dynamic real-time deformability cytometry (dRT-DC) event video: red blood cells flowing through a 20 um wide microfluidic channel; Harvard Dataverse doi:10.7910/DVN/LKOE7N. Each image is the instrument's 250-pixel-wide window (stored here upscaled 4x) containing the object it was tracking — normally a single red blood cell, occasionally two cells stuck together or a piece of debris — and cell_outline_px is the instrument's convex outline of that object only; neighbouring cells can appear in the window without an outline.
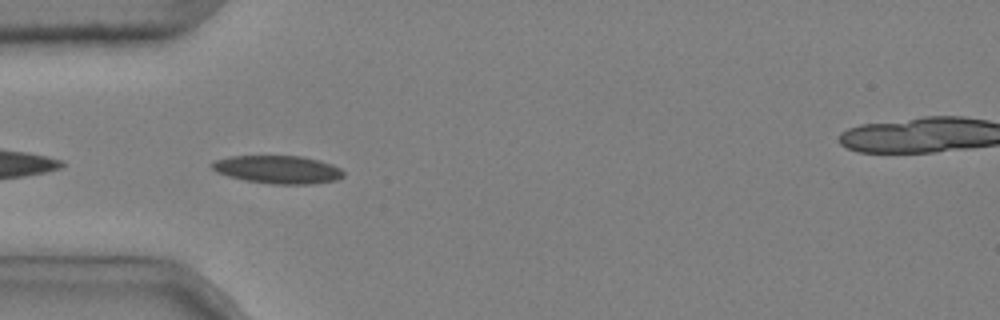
{"species": "common noctule bat (a hibernating species)", "species_latin": "Nyctalus noctula", "temperature_condition": "cold", "stored_images_in_passage": 5, "camera_frame_rate_fps": 3000, "um_per_image_px": 0.085, "animal": {"sex": "male", "body_mass_g": 20.4}, "frame": {"image": 1, "passage_image": 4, "time_ms": 1.0, "image_size_px": [1000, 320], "cell_outline_px": [[344, 176], [336, 180], [312, 184], [272, 184], [244, 180], [228, 176], [216, 172], [208, 164], [216, 160], [232, 156], [304, 156], [320, 160], [332, 164], [340, 168], [344, 172]], "centroid_in_image_um": [23.62, 14.41], "position_along_channel_um": 61.4, "area_um2": 21.62}}